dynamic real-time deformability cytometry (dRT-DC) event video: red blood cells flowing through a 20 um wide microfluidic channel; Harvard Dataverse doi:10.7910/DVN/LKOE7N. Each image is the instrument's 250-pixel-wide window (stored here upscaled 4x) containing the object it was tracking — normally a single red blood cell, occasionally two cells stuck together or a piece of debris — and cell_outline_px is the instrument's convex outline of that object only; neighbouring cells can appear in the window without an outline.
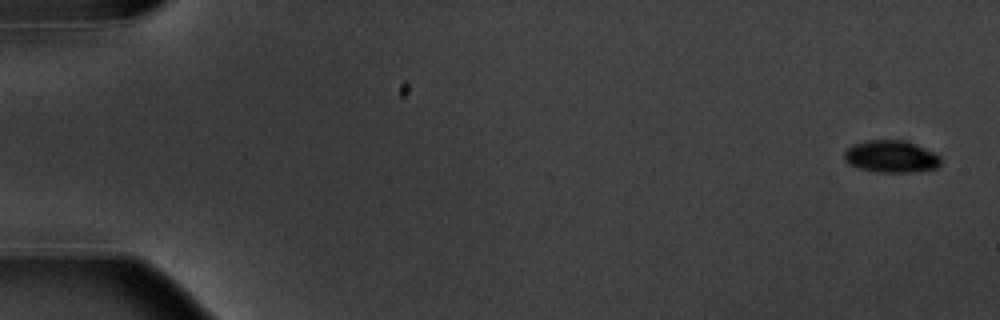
{"species": "common noctule bat (a hibernating species)", "species_latin": "Nyctalus noctula", "temperature_condition": "warm", "stored_images_in_passage": 6, "camera_frame_rate_fps": 3000, "um_per_image_px": 0.085, "animal": {"sex": "male", "body_mass_g": 20.1, "forearm_length_mm": 53.5}, "frame": {"image": 1, "passage_image": 1, "time_ms": 0.0, "image_size_px": [1000, 320], "cell_outline_px": [[940, 164], [936, 168], [912, 172], [876, 172], [860, 168], [848, 164], [844, 160], [844, 152], [852, 144], [868, 140], [908, 140], [940, 156]], "centroid_in_image_um": [75.72, 13.3], "position_along_channel_um": 9.3, "area_um2": 18.09}}